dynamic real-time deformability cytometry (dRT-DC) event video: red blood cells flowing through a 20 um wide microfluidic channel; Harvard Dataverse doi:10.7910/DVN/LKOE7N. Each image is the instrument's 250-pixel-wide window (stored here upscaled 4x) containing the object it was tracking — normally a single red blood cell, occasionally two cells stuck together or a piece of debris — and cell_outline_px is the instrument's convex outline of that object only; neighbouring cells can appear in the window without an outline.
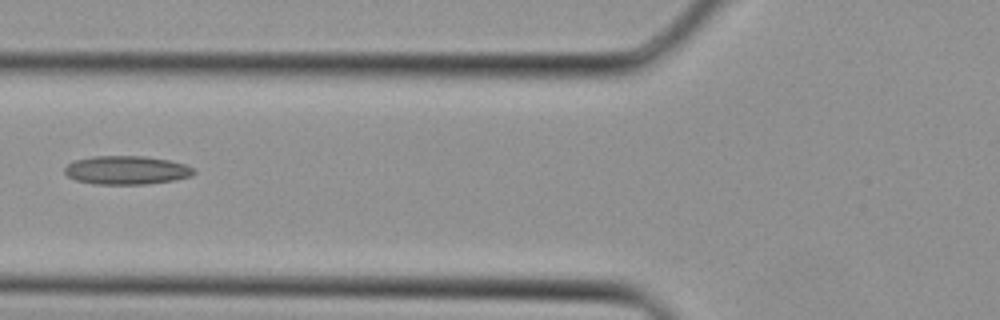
{"species": "Egyptian fruit bat (a non-hibernating species)", "species_latin": "Rousettus aegyptiacus", "temperature_condition": "cold", "stored_images_in_passage": 3, "camera_frame_rate_fps": 3000, "um_per_image_px": 0.085, "animal": {"sex": "female"}, "frame": {"image": 1, "passage_image": 3, "time_ms": 0.667, "image_size_px": [1000, 320], "cell_outline_px": [[196, 172], [192, 176], [172, 180], [148, 184], [92, 184], [76, 180], [68, 176], [64, 172], [64, 168], [68, 164], [76, 160], [92, 156], [144, 156], [168, 160], [184, 164], [192, 168]], "centroid_in_image_um": [10.74, 14.46], "position_along_channel_um": 115.1, "area_um2": 21.44}}